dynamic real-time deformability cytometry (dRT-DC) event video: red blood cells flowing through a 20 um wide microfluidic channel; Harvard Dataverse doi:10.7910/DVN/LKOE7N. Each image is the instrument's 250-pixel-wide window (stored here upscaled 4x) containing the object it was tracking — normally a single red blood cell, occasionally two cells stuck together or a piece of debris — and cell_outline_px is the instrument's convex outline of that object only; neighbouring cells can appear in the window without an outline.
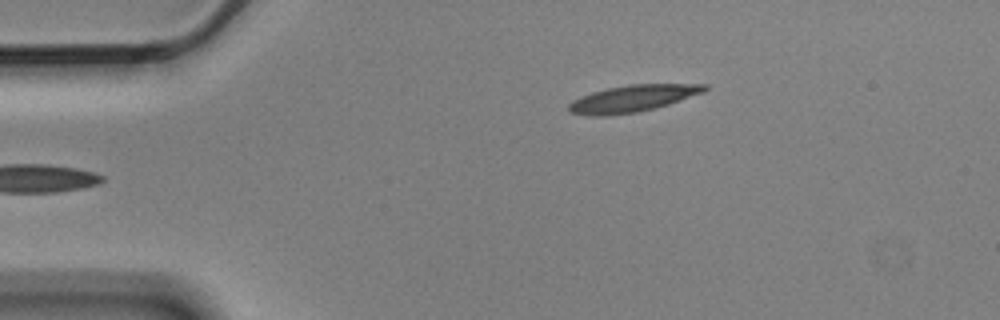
{"species": "Egyptian fruit bat (a non-hibernating species)", "species_latin": "Rousettus aegyptiacus", "temperature_condition": "cold", "stored_images_in_passage": 4, "camera_frame_rate_fps": 3000, "um_per_image_px": 0.085, "animal": {"sex": "male"}, "frame": {"image": 1, "passage_image": 4, "time_ms": 1.0, "image_size_px": [1000, 320], "cell_outline_px": [[708, 88], [704, 92], [656, 108], [636, 112], [604, 116], [592, 116], [568, 112], [568, 104], [572, 100], [580, 96], [592, 92], [608, 88], [628, 84], [708, 84]], "centroid_in_image_um": [53.74, 8.37], "position_along_channel_um": 31.3, "area_um2": 21.21}}